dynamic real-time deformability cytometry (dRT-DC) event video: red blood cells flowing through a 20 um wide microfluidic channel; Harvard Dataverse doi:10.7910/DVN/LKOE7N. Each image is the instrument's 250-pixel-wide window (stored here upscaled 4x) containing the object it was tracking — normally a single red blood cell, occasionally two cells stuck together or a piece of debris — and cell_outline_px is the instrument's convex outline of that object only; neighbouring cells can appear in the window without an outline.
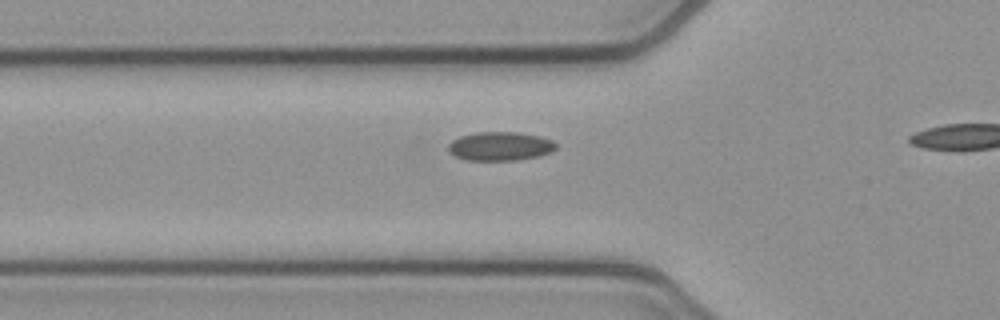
{"species": "common noctule bat (a hibernating species)", "species_latin": "Nyctalus noctula", "temperature_condition": "cold", "stored_images_in_passage": 4, "camera_frame_rate_fps": 3000, "um_per_image_px": 0.085, "animal": {"sex": "female", "body_mass_g": 21.9}, "frame": {"image": 1, "passage_image": 2, "time_ms": 0.333, "image_size_px": [1000, 320], "cell_outline_px": [[556, 148], [552, 152], [536, 156], [516, 160], [468, 160], [456, 156], [448, 152], [448, 144], [452, 140], [460, 136], [476, 132], [516, 132], [540, 136], [552, 140], [556, 144]], "centroid_in_image_um": [42.5, 12.42], "position_along_channel_um": 83.3, "area_um2": 18.03}}